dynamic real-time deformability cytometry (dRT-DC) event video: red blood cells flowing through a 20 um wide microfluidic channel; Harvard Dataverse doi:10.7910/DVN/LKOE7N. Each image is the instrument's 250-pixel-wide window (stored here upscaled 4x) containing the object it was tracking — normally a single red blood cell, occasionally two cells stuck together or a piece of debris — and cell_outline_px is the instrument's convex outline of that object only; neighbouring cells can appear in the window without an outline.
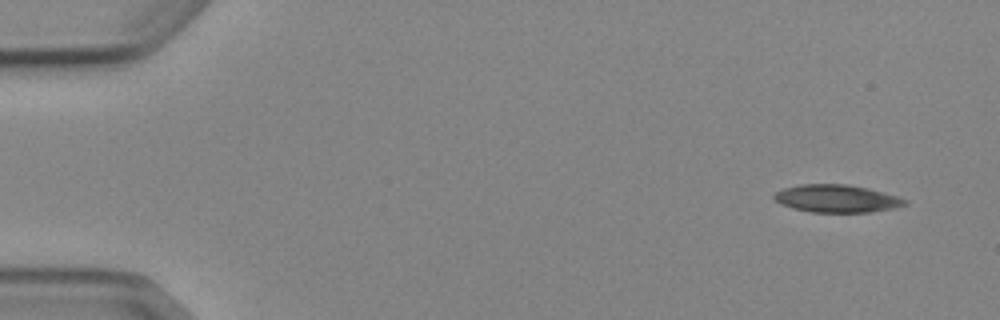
{"species": "Egyptian fruit bat (a non-hibernating species)", "species_latin": "Rousettus aegyptiacus", "temperature_condition": "cold", "stored_images_in_passage": 5, "camera_frame_rate_fps": 3000, "um_per_image_px": 0.085, "animal": {"sex": "female"}, "frame": {"image": 1, "passage_image": 1, "time_ms": 0.0, "image_size_px": [1000, 320], "cell_outline_px": [[908, 204], [896, 208], [872, 212], [812, 212], [792, 208], [780, 204], [772, 196], [776, 192], [784, 188], [800, 184], [848, 184], [868, 188], [900, 196], [908, 200]], "centroid_in_image_um": [71.17, 16.88], "position_along_channel_um": 13.8, "area_um2": 21.33}}
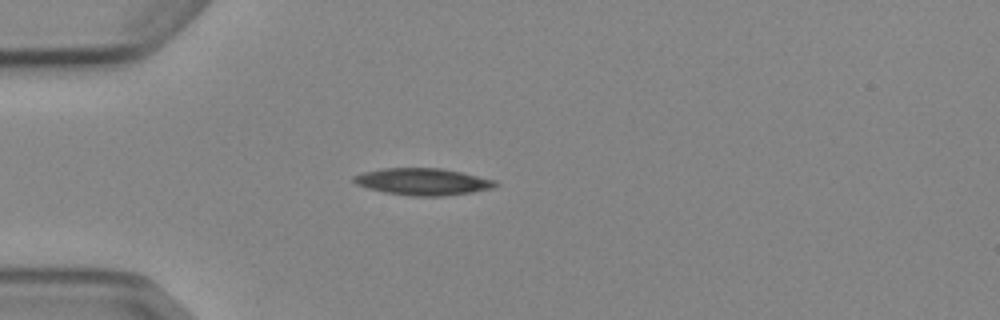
{"frame": {"image": 2, "passage_image": 4, "time_ms": 3.667, "image_size_px": [1000, 320], "cell_outline_px": [[500, 184], [492, 188], [472, 192], [444, 196], [412, 196], [388, 192], [368, 188], [356, 184], [352, 180], [352, 176], [364, 172], [384, 168], [440, 168], [460, 172], [496, 180]], "centroid_in_image_um": [35.95, 15.44], "position_along_channel_um": 49.0, "area_um2": 22.02}}